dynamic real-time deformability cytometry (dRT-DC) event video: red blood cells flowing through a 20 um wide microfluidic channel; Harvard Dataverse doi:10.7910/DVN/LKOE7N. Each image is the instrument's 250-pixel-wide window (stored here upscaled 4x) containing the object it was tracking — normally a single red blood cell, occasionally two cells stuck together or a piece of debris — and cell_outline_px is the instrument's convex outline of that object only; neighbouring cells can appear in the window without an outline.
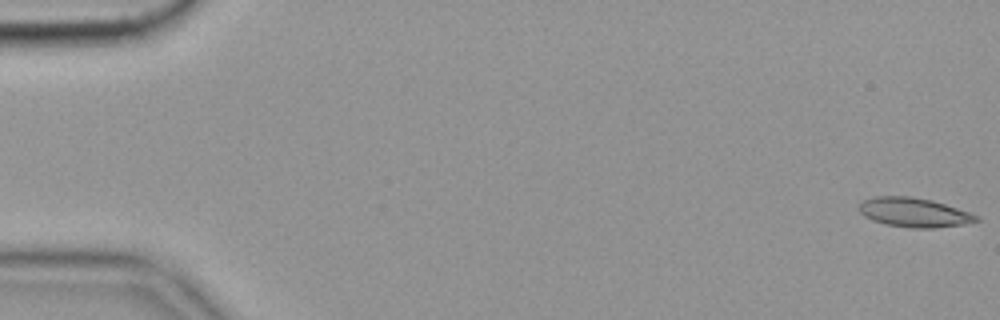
{"species": "common noctule bat (a hibernating species)", "species_latin": "Nyctalus noctula", "temperature_condition": "cold", "stored_images_in_passage": 57, "camera_frame_rate_fps": 3000, "um_per_image_px": 0.085, "animal": {"sex": "female", "body_mass_g": 19.9}, "frame": {"image": 1, "passage_image": 1, "time_ms": 0.0, "image_size_px": [1000, 320], "cell_outline_px": [[980, 220], [964, 224], [936, 228], [908, 228], [884, 224], [872, 220], [864, 216], [860, 212], [860, 204], [864, 200], [876, 196], [912, 196], [932, 200], [980, 216]], "centroid_in_image_um": [77.69, 18.06], "position_along_channel_um": 7.3, "area_um2": 20.0}}
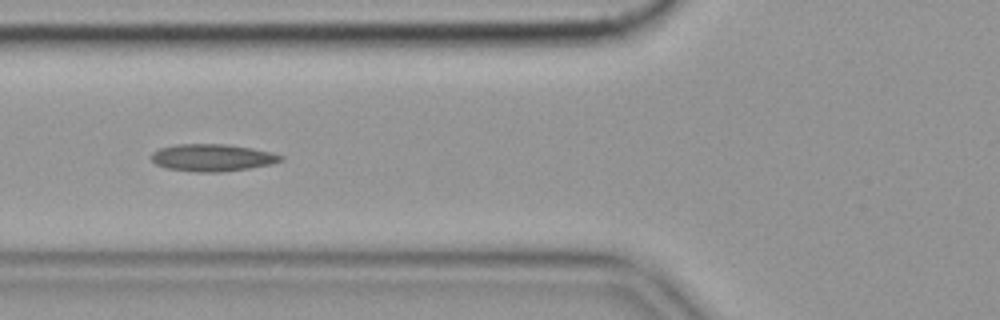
{"frame": {"image": 2, "passage_image": 22, "time_ms": 7.0, "image_size_px": [1000, 320], "cell_outline_px": [[284, 160], [272, 164], [248, 168], [220, 172], [196, 172], [164, 168], [156, 164], [152, 160], [152, 152], [160, 148], [176, 144], [228, 144], [252, 148], [272, 152], [284, 156]], "centroid_in_image_um": [18.06, 13.4], "position_along_channel_um": 107.7, "area_um2": 20.63}}
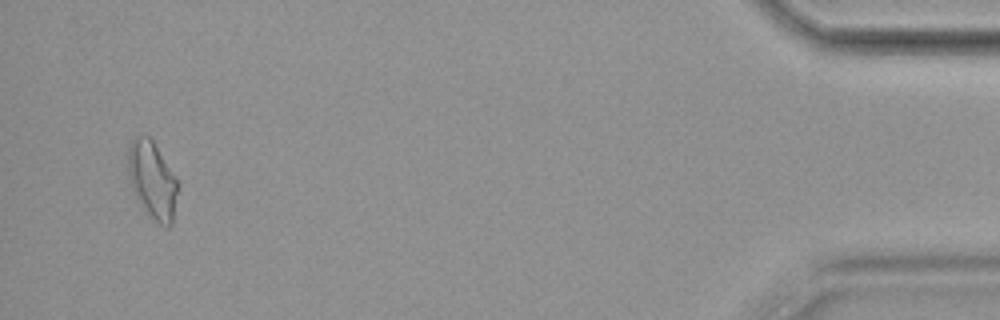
{"frame": {"image": 3, "passage_image": 55, "time_ms": 18.0, "image_size_px": [1000, 320], "cell_outline_px": [[176, 192], [172, 224], [168, 228], [160, 224], [148, 212], [136, 196], [132, 188], [128, 176], [128, 148], [132, 140], [136, 136], [148, 136], [152, 140], [176, 180]], "centroid_in_image_um": [12.91, 15.28], "position_along_channel_um": 422.3, "area_um2": 21.33}, "authors_computed_cell_mechanics": {"area_um2": 19.4786, "velocity_mm_per_s": 3.5538, "shape_relaxation_time_tau1_ms": null, "shape_relaxation_time_tau2_ms": 4.9235, "deformation_change_tau1": null, "deformation_change_tau2": 0.1302}}